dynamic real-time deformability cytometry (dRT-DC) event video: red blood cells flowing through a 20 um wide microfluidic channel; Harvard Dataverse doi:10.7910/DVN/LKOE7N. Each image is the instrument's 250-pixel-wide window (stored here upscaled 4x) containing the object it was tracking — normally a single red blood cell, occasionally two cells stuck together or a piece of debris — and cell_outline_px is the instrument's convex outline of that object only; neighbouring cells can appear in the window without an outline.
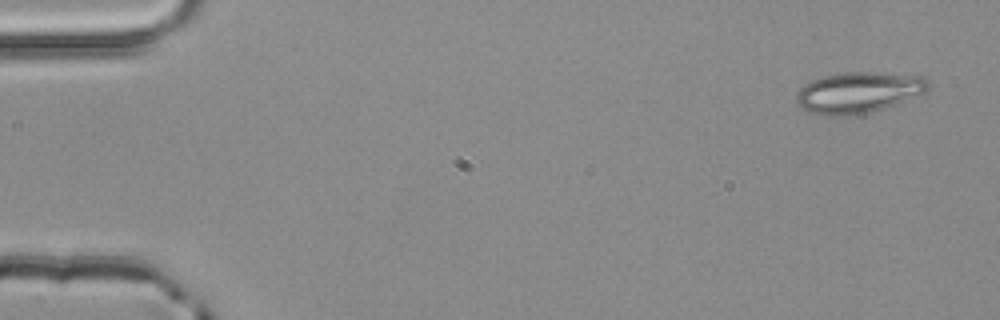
{"species": "common noctule bat (a hibernating species)", "species_latin": "Nyctalus noctula", "temperature_condition": "room temperature", "stored_images_in_passage": 3, "camera_frame_rate_fps": 3000, "um_per_image_px": 0.085, "animal": {"sex": "male", "body_mass_g": 20.4}, "frame": {"image": 1, "passage_image": 1, "time_ms": 0.0, "image_size_px": [1000, 320], "cell_outline_px": [[932, 84], [924, 92], [896, 104], [884, 108], [868, 112], [848, 116], [824, 116], [808, 112], [800, 108], [796, 104], [796, 92], [804, 84], [812, 80], [824, 76], [844, 72], [876, 72], [920, 76], [928, 80]], "centroid_in_image_um": [72.91, 7.87], "position_along_channel_um": 12.1, "area_um2": 31.67}}